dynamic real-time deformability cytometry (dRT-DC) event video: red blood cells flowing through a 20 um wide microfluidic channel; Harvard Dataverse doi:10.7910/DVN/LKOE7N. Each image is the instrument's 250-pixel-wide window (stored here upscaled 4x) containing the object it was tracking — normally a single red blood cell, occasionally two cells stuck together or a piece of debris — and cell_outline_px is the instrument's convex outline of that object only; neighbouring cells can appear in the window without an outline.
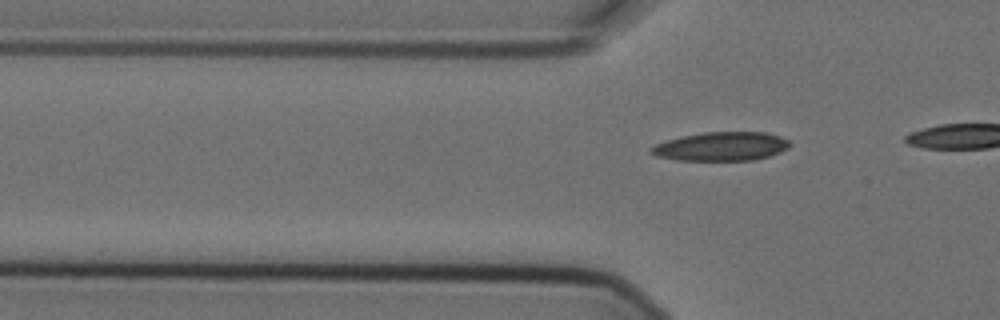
{"species": "Egyptian fruit bat (a non-hibernating species)", "species_latin": "Rousettus aegyptiacus", "temperature_condition": "cold", "stored_images_in_passage": 5, "segment_of_instrument_passage": [2, 2], "camera_frame_rate_fps": 3000, "um_per_image_px": 0.085, "animal": {"sex": "female"}, "frame": {"image": 1, "passage_image": 5, "time_ms": 1.333, "image_size_px": [1000, 320], "cell_outline_px": [[792, 144], [788, 148], [780, 152], [768, 156], [752, 160], [676, 160], [656, 156], [648, 152], [648, 148], [656, 144], [680, 136], [704, 132], [768, 132], [780, 136], [788, 140]], "centroid_in_image_um": [61.29, 12.44], "position_along_channel_um": 64.5, "area_um2": 23.41}}